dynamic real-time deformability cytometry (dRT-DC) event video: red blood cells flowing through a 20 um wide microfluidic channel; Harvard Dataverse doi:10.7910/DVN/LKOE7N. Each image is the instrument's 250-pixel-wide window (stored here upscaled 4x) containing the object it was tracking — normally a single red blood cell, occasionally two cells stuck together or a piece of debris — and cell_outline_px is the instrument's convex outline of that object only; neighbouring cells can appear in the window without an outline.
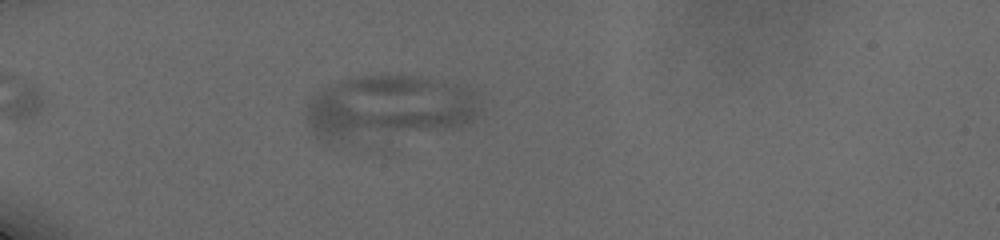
{"species": "human", "species_latin": "Homo sapiens", "temperature_condition": "cold", "stored_images_in_passage": 16, "camera_frame_rate_fps": 3000, "um_per_image_px": 0.085, "donor": {"sex": "male"}, "frame": {"image": 1, "passage_image": 5, "time_ms": 2.0, "image_size_px": [1000, 240], "cell_outline_px": [[484, 112], [476, 120], [468, 124], [440, 128], [348, 140], [320, 140], [316, 136], [308, 124], [304, 112], [312, 92], [328, 84], [340, 80], [360, 76], [384, 72], [412, 76], [460, 84], [472, 92], [476, 96]], "centroid_in_image_um": [33.0, 9.06], "position_along_channel_um": 52.0, "area_um2": 65.2}}